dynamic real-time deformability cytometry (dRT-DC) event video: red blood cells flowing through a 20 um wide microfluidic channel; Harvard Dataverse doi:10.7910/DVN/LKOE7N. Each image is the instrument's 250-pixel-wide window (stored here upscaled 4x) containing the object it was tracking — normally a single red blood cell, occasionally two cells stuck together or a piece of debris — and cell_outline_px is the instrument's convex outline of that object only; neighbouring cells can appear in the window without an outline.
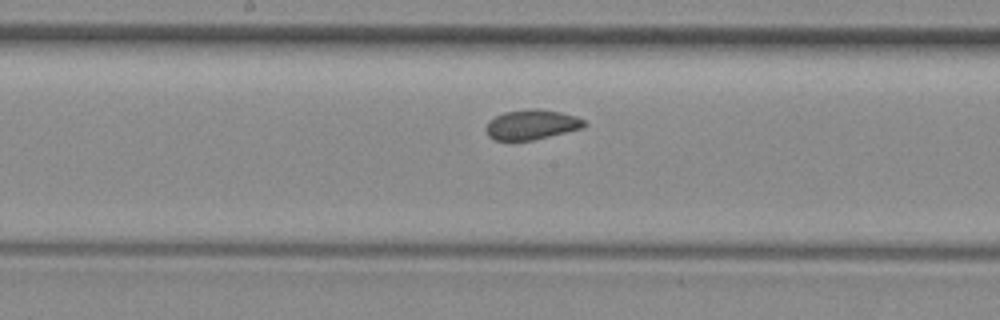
{"species": "common noctule bat (a hibernating species)", "species_latin": "Nyctalus noctula", "temperature_condition": "room temperature", "stored_images_in_passage": 7, "segment_of_instrument_passage": [3, 3], "camera_frame_rate_fps": 3000, "um_per_image_px": 0.085, "animal": {"sex": "female", "body_mass_g": 29.2, "forearm_length_mm": 56.3}, "frame": {"image": 1, "passage_image": 7, "time_ms": 9.0, "image_size_px": [1000, 320], "cell_outline_px": [[588, 124], [584, 128], [532, 140], [512, 144], [496, 140], [488, 136], [488, 120], [504, 112], [532, 108], [536, 108], [560, 112], [576, 116], [584, 120]], "centroid_in_image_um": [45.19, 10.62], "position_along_channel_um": 203.0, "area_um2": 17.51}}